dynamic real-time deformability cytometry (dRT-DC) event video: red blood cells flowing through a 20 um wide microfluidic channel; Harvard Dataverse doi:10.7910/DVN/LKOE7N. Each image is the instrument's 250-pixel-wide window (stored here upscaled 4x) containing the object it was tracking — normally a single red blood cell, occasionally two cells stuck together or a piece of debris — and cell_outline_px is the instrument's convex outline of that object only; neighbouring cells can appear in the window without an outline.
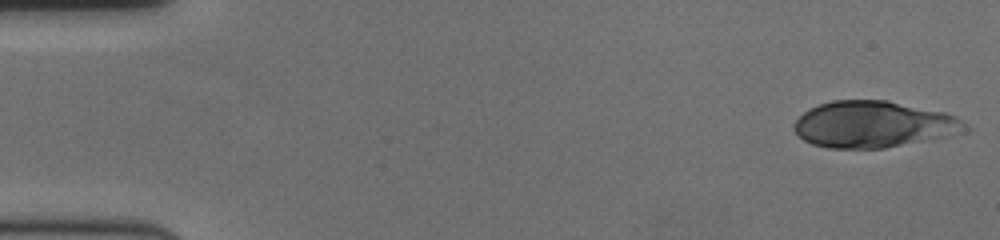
{"species": "human", "species_latin": "Homo sapiens", "temperature_condition": "cold", "stored_images_in_passage": 58, "segment_of_instrument_passage": [1, 2], "camera_frame_rate_fps": 3000, "um_per_image_px": 0.085, "donor": {"sex": "female"}, "frame": {"image": 1, "passage_image": 1, "time_ms": 0.0, "image_size_px": [1000, 240], "cell_outline_px": [[972, 128], [968, 132], [952, 136], [884, 148], [828, 148], [812, 144], [804, 140], [792, 128], [792, 124], [808, 108], [832, 100], [888, 100], [944, 112], [956, 116]], "centroid_in_image_um": [74.3, 10.57], "position_along_channel_um": 10.7, "area_um2": 46.82}}
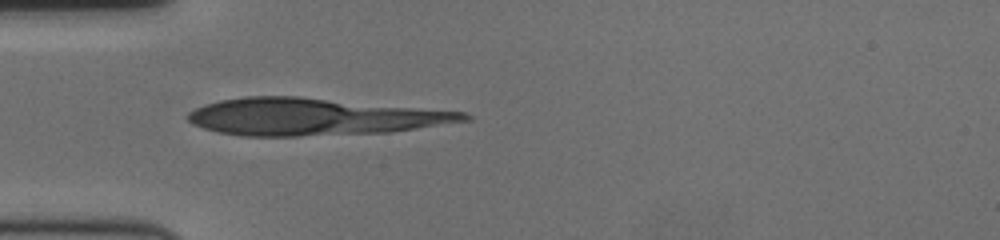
{"frame": {"image": 2, "passage_image": 17, "time_ms": 5.333, "image_size_px": [1000, 240], "cell_outline_px": [[472, 120], [392, 132], [296, 136], [240, 136], [220, 132], [204, 128], [192, 124], [188, 120], [188, 112], [196, 108], [220, 100], [244, 96], [300, 96], [464, 112], [472, 116]], "centroid_in_image_um": [26.67, 9.92], "position_along_channel_um": 58.3, "area_um2": 59.59}}